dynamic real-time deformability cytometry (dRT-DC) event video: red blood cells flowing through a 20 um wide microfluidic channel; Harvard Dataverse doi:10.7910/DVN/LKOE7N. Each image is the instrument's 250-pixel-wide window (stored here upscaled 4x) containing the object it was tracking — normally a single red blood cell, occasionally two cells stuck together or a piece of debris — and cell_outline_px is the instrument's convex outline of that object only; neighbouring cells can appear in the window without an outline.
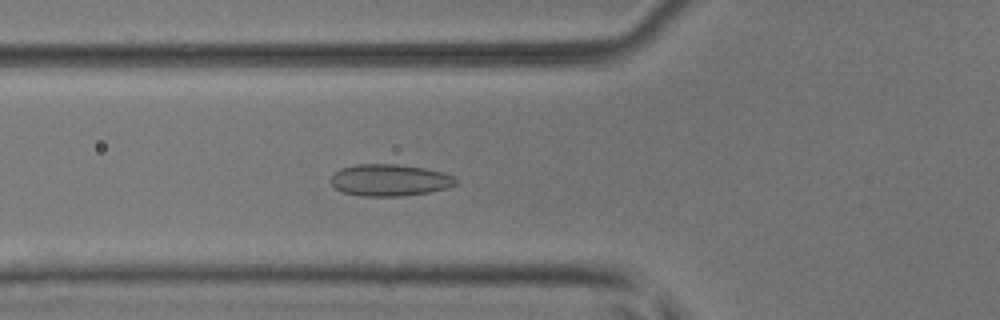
{"species": "common noctule bat (a hibernating species)", "species_latin": "Nyctalus noctula", "temperature_condition": "room temperature", "stored_images_in_passage": 53, "camera_frame_rate_fps": 3000, "um_per_image_px": 0.085, "animal": {"sex": "male", "body_mass_g": 17.9, "forearm_length_mm": 54.2}, "frame": {"image": 1, "passage_image": 20, "time_ms": 6.333, "image_size_px": [1000, 320], "cell_outline_px": [[456, 184], [448, 188], [428, 192], [404, 196], [360, 196], [344, 192], [336, 188], [332, 184], [332, 176], [340, 168], [356, 164], [396, 164], [424, 168], [444, 172], [456, 176]], "centroid_in_image_um": [33.16, 15.31], "position_along_channel_um": 92.6, "area_um2": 23.18}}
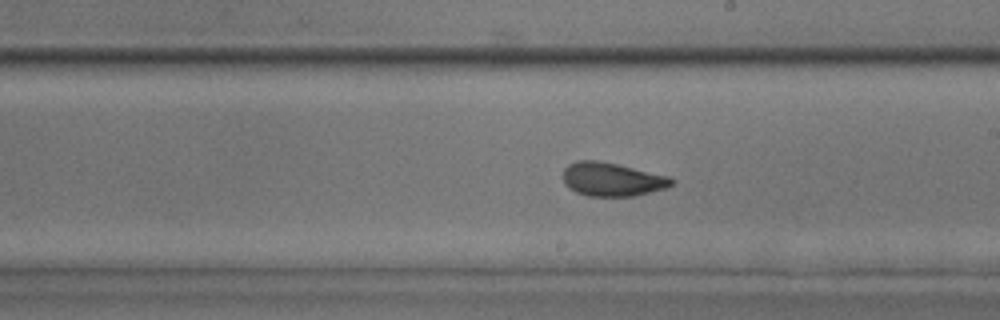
{"frame": {"image": 2, "passage_image": 31, "time_ms": 10.0, "image_size_px": [1000, 320], "cell_outline_px": [[676, 180], [672, 184], [664, 188], [632, 196], [588, 196], [576, 192], [568, 188], [564, 184], [564, 168], [568, 164], [576, 160], [596, 160], [616, 164], [668, 176]], "centroid_in_image_um": [51.97, 15.24], "position_along_channel_um": 237.0, "area_um2": 21.04}}
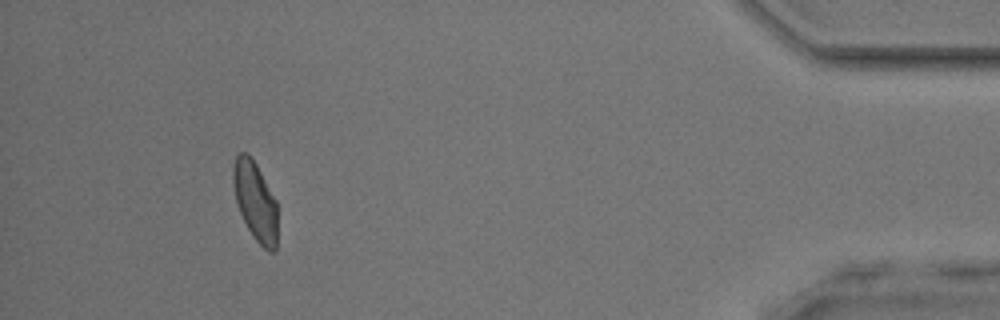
{"frame": {"image": 3, "passage_image": 49, "time_ms": 16.0, "image_size_px": [1000, 320], "cell_outline_px": [[276, 248], [272, 252], [268, 252], [256, 240], [248, 228], [240, 212], [236, 200], [232, 184], [232, 168], [236, 156], [240, 152], [248, 152], [252, 156], [276, 200]], "centroid_in_image_um": [21.67, 17.04], "position_along_channel_um": 413.5, "area_um2": 20.35}, "authors_computed_cell_mechanics": {"area_um2": 21.2126, "velocity_mm_per_s": 3.9418, "shape_relaxation_time_tau1_ms": null, "shape_relaxation_time_tau2_ms": 0.8635, "deformation_change_tau1": null, "deformation_change_tau2": 0.0648}}